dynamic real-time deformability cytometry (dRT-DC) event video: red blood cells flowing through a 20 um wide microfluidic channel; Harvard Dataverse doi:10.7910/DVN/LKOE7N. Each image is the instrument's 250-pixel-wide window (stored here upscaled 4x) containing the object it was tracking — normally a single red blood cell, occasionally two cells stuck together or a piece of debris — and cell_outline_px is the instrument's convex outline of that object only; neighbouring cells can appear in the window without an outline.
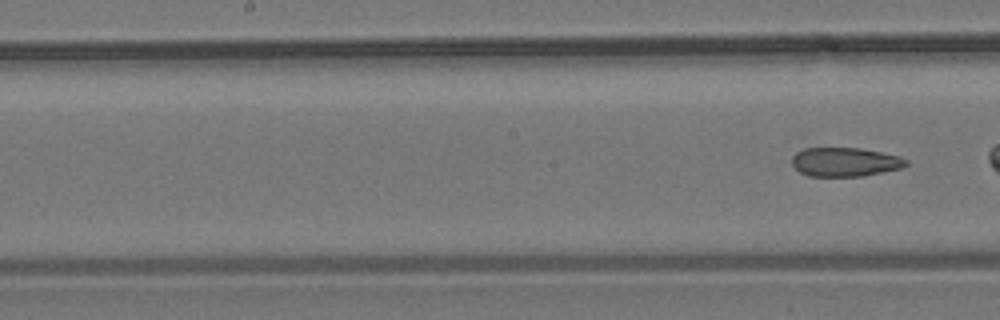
{"species": "common noctule bat (a hibernating species)", "species_latin": "Nyctalus noctula", "temperature_condition": "room temperature", "stored_images_in_passage": 9, "segment_of_instrument_passage": [2, 2], "camera_frame_rate_fps": 3000, "um_per_image_px": 0.085, "animal": {"sex": "male", "body_mass_g": 19.2, "forearm_length_mm": 51.8}, "frame": {"image": 1, "passage_image": 9, "time_ms": 11.0, "image_size_px": [1000, 320], "cell_outline_px": [[908, 164], [900, 168], [864, 176], [808, 176], [800, 172], [792, 164], [792, 156], [796, 152], [804, 148], [860, 148], [900, 156], [908, 160]], "centroid_in_image_um": [71.82, 13.76], "position_along_channel_um": 176.4, "area_um2": 19.25}}